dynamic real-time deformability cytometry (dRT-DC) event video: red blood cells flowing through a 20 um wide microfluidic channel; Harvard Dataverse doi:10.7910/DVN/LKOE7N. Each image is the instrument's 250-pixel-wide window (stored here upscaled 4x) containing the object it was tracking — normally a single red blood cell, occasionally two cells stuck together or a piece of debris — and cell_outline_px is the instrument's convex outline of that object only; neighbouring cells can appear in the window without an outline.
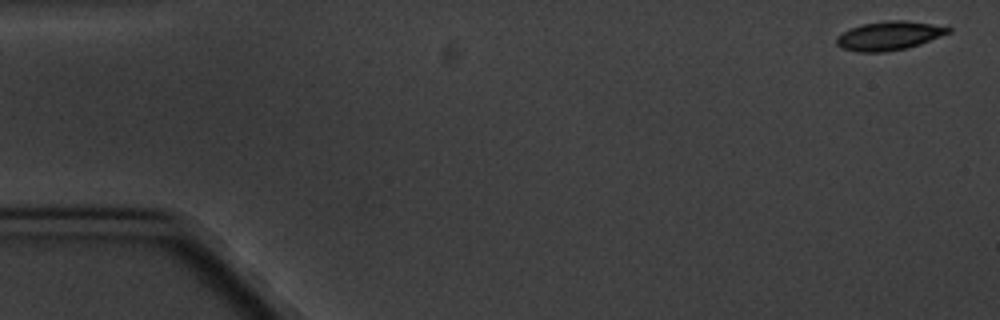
{"species": "common noctule bat (a hibernating species)", "species_latin": "Nyctalus noctula", "temperature_condition": "cold", "stored_images_in_passage": 6, "segment_of_instrument_passage": [1, 2], "camera_frame_rate_fps": 3000, "um_per_image_px": 0.085, "animal": {"sex": "male", "body_mass_g": 20.1, "forearm_length_mm": 53.5}, "frame": {"image": 1, "passage_image": 1, "time_ms": 0.0, "image_size_px": [1000, 320], "cell_outline_px": [[952, 32], [920, 44], [904, 48], [884, 52], [856, 52], [840, 48], [836, 44], [836, 36], [860, 24], [888, 20], [904, 20], [932, 24], [952, 28]], "centroid_in_image_um": [75.55, 3.04], "position_along_channel_um": 9.4, "area_um2": 18.79}}